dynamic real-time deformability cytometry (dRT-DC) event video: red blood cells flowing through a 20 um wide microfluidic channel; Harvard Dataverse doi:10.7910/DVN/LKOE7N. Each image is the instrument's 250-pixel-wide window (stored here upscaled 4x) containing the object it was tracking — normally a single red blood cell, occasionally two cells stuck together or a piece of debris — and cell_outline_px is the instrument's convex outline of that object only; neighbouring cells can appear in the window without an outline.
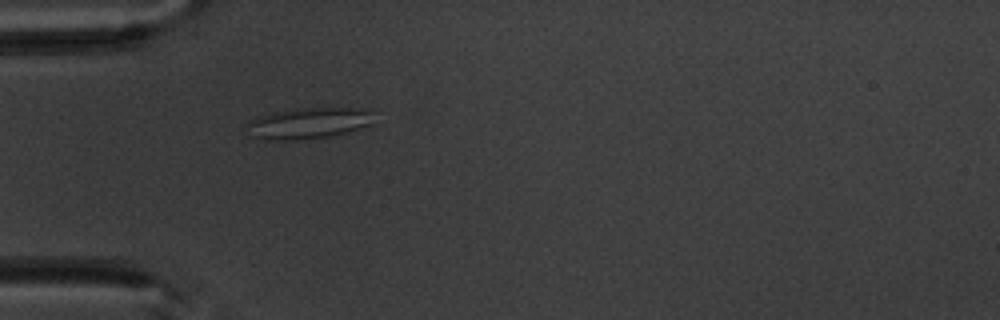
{"species": "common noctule bat (a hibernating species)", "species_latin": "Nyctalus noctula", "temperature_condition": "warm", "stored_images_in_passage": 2, "camera_frame_rate_fps": 3000, "um_per_image_px": 0.085, "animal": {"sex": "male", "body_mass_g": 20.1, "forearm_length_mm": 53.5}, "frame": {"image": 1, "passage_image": 2, "time_ms": 1.333, "image_size_px": [1000, 320], "cell_outline_px": [[376, 112], [372, 124], [344, 132], [328, 136], [296, 140], [264, 140], [248, 136], [248, 120], [256, 116], [276, 112], [308, 108], [348, 108]], "centroid_in_image_um": [26.16, 10.48], "position_along_channel_um": 58.8, "area_um2": 22.83}}